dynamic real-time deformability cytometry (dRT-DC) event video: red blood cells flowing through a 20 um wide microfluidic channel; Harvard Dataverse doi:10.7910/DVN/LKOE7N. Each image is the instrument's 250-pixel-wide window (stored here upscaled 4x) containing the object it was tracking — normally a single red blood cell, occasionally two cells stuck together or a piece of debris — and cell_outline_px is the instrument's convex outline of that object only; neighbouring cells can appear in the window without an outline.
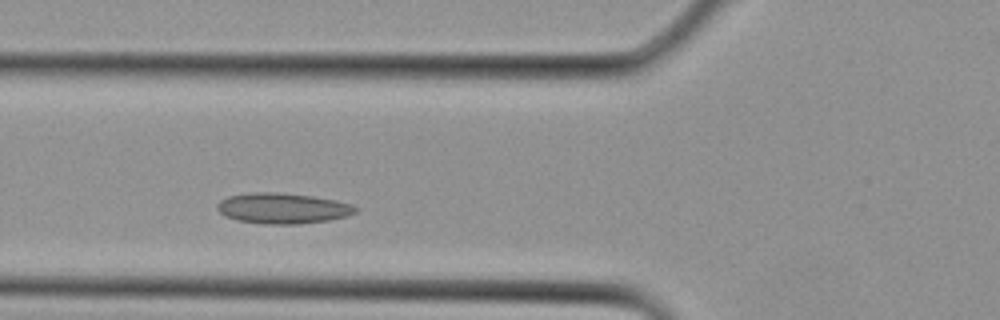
{"species": "Egyptian fruit bat (a non-hibernating species)", "species_latin": "Rousettus aegyptiacus", "temperature_condition": "cold", "stored_images_in_passage": 25, "camera_frame_rate_fps": 3000, "um_per_image_px": 0.085, "animal": {"sex": "female"}, "frame": {"image": 1, "passage_image": 5, "time_ms": 1.333, "image_size_px": [1000, 320], "cell_outline_px": [[356, 212], [348, 216], [328, 220], [300, 224], [264, 224], [236, 220], [224, 216], [216, 208], [216, 204], [220, 200], [228, 196], [252, 192], [276, 192], [312, 196], [336, 200], [352, 204], [356, 208]], "centroid_in_image_um": [24.0, 17.7], "position_along_channel_um": 101.8, "area_um2": 24.8}}
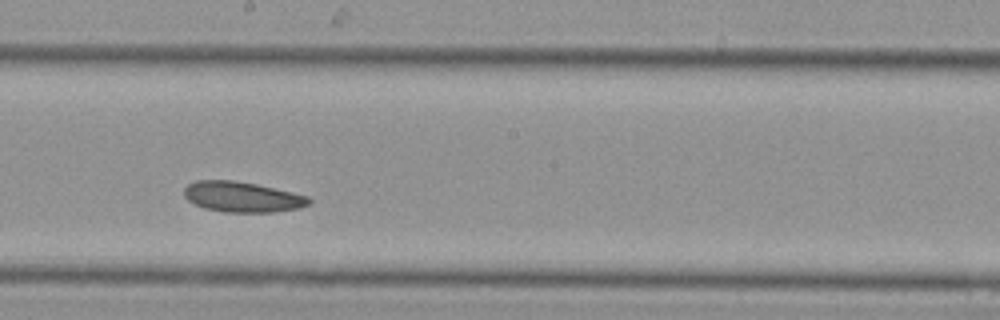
{"frame": {"image": 2, "passage_image": 11, "time_ms": 3.333, "image_size_px": [1000, 320], "cell_outline_px": [[312, 200], [308, 204], [300, 208], [276, 212], [224, 212], [204, 208], [188, 200], [184, 196], [184, 188], [188, 184], [196, 180], [232, 180], [256, 184], [292, 192], [308, 196]], "centroid_in_image_um": [20.59, 16.74], "position_along_channel_um": 227.6, "area_um2": 22.14}}
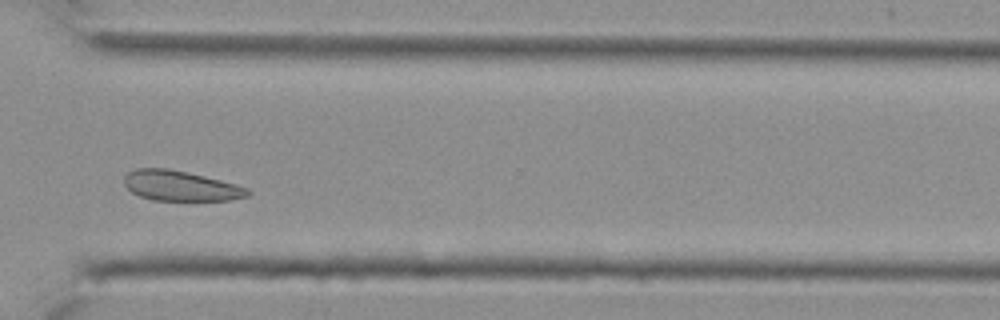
{"frame": {"image": 3, "passage_image": 17, "time_ms": 5.333, "image_size_px": [1000, 320], "cell_outline_px": [[252, 192], [248, 196], [228, 200], [152, 200], [140, 196], [132, 192], [124, 184], [124, 176], [128, 172], [136, 168], [168, 168], [204, 176], [236, 184], [248, 188]], "centroid_in_image_um": [15.34, 15.79], "position_along_channel_um": 355.3, "area_um2": 21.62}}